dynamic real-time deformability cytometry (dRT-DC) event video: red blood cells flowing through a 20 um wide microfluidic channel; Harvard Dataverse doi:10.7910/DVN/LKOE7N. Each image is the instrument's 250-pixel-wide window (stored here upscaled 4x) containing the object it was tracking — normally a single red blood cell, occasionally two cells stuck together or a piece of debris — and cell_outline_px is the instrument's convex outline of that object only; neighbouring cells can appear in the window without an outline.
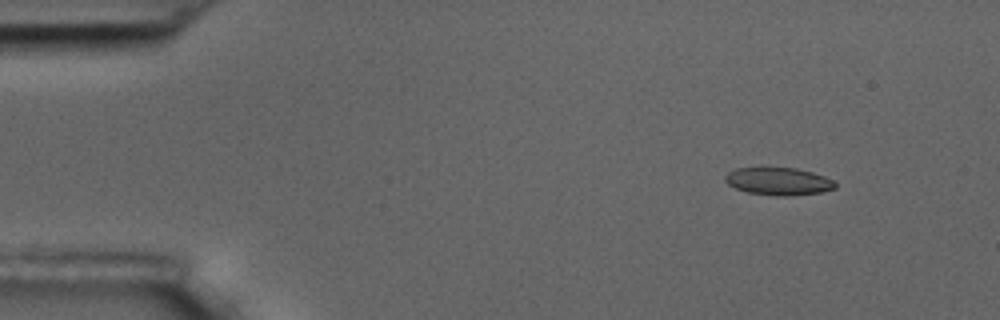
{"species": "common noctule bat (a hibernating species)", "species_latin": "Nyctalus noctula", "temperature_condition": "room temperature", "stored_images_in_passage": 4, "camera_frame_rate_fps": 3000, "um_per_image_px": 0.085, "animal": {"sex": "male", "body_mass_g": 17.5, "forearm_length_mm": 52.3}, "frame": {"image": 1, "passage_image": 2, "time_ms": 0.333, "image_size_px": [1000, 320], "cell_outline_px": [[836, 188], [820, 192], [792, 196], [776, 196], [748, 192], [736, 188], [728, 184], [724, 180], [724, 176], [728, 172], [736, 168], [760, 164], [768, 164], [796, 168], [812, 172], [824, 176], [832, 180], [836, 184]], "centroid_in_image_um": [66.11, 15.35], "position_along_channel_um": 18.9, "area_um2": 18.61}}
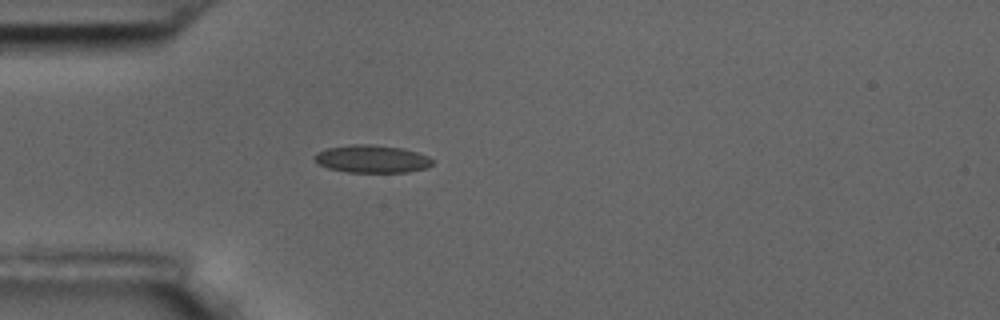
{"frame": {"image": 2, "passage_image": 4, "time_ms": 1.0, "image_size_px": [1000, 320], "cell_outline_px": [[432, 164], [424, 168], [408, 172], [348, 172], [328, 168], [320, 164], [312, 156], [316, 152], [328, 148], [352, 144], [372, 144], [404, 148], [428, 156], [432, 160]], "centroid_in_image_um": [31.6, 13.5], "position_along_channel_um": 53.4, "area_um2": 18.96}}